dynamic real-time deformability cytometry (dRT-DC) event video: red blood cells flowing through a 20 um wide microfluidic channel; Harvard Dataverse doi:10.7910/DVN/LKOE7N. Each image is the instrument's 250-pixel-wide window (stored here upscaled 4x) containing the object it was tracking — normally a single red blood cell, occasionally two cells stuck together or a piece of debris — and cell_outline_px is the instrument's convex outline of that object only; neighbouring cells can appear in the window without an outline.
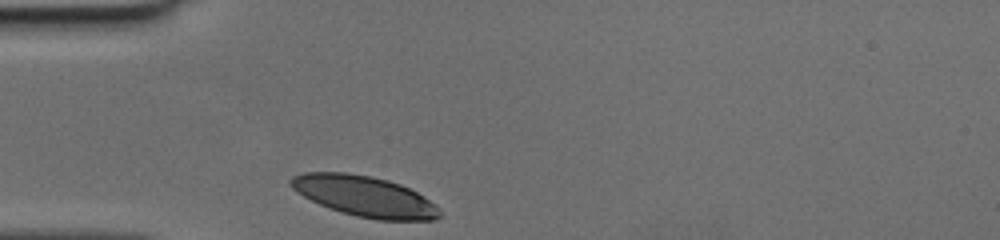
{"species": "human", "species_latin": "Homo sapiens", "temperature_condition": "cold", "stored_images_in_passage": 25, "camera_frame_rate_fps": 3000, "um_per_image_px": 0.085, "donor": {"sex": "female"}, "frame": {"image": 1, "passage_image": 1, "time_ms": 0.0, "image_size_px": [1000, 240], "cell_outline_px": [[440, 216], [436, 220], [376, 220], [356, 216], [340, 212], [320, 204], [296, 192], [288, 184], [288, 180], [292, 176], [304, 172], [348, 172], [372, 176], [388, 180], [400, 184], [424, 196], [436, 204], [440, 208]], "centroid_in_image_um": [30.99, 16.68], "position_along_channel_um": 54.0, "area_um2": 35.49}}
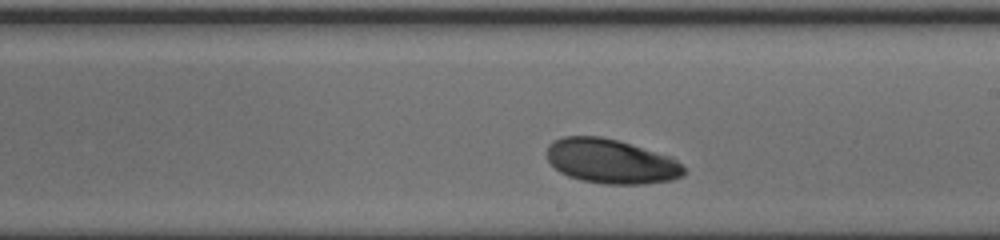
{"frame": {"image": 2, "passage_image": 15, "time_ms": 4.667, "image_size_px": [1000, 240], "cell_outline_px": [[684, 176], [672, 180], [644, 184], [604, 184], [580, 180], [568, 176], [560, 172], [548, 160], [548, 144], [552, 140], [564, 136], [600, 136], [616, 140], [672, 156], [684, 168]], "centroid_in_image_um": [51.94, 13.71], "position_along_channel_um": 237.1, "area_um2": 35.55}}
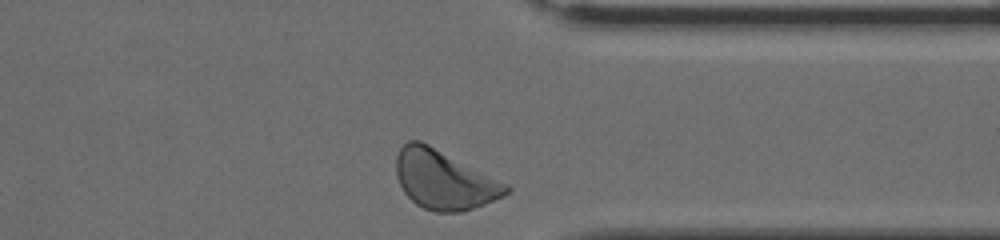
{"frame": {"image": 3, "passage_image": 25, "time_ms": 8.0, "image_size_px": [1000, 240], "cell_outline_px": [[512, 188], [504, 196], [484, 204], [460, 212], [436, 212], [424, 208], [416, 204], [404, 192], [396, 176], [396, 156], [400, 148], [408, 140], [420, 140], [508, 184]], "centroid_in_image_um": [37.73, 15.28], "position_along_channel_um": 373.7, "area_um2": 37.51}}